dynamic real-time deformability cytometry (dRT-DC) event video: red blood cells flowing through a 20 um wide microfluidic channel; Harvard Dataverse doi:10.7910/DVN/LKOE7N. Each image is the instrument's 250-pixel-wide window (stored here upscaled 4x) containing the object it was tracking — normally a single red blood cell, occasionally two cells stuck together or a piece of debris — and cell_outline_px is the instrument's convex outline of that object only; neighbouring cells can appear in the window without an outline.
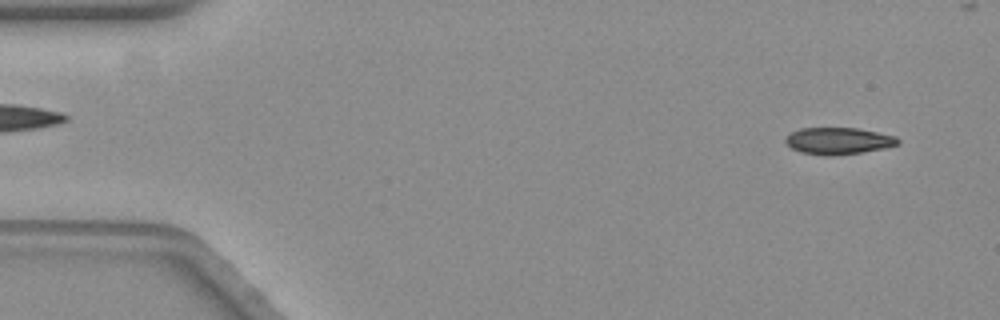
{"species": "common noctule bat (a hibernating species)", "species_latin": "Nyctalus noctula", "temperature_condition": "warm", "stored_images_in_passage": 40, "camera_frame_rate_fps": 3000, "um_per_image_px": 0.085, "animal": {"sex": "female", "body_mass_g": 19.3, "forearm_length_mm": 54.1}, "frame": {"image": 1, "passage_image": 2, "time_ms": 0.333, "image_size_px": [1000, 320], "cell_outline_px": [[900, 144], [884, 148], [864, 152], [832, 156], [824, 156], [800, 152], [792, 148], [784, 140], [792, 132], [800, 128], [856, 128], [896, 136], [900, 140]], "centroid_in_image_um": [71.28, 11.98], "position_along_channel_um": 13.7, "area_um2": 17.57}}
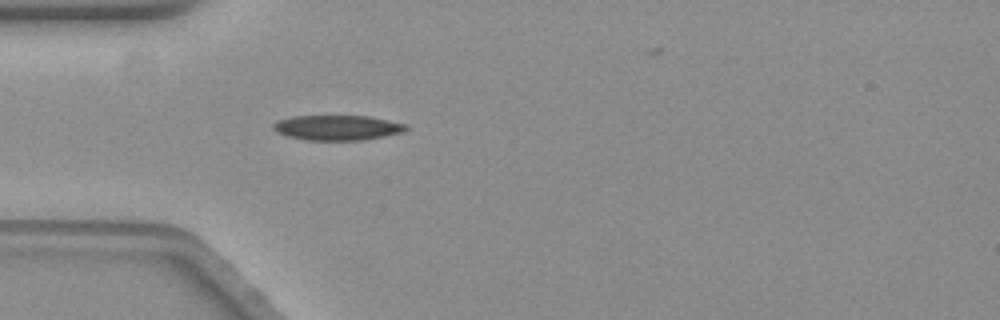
{"frame": {"image": 2, "passage_image": 15, "time_ms": 4.667, "image_size_px": [1000, 320], "cell_outline_px": [[408, 128], [404, 132], [364, 140], [304, 140], [288, 136], [276, 132], [272, 128], [272, 124], [280, 120], [292, 116], [368, 116], [408, 124]], "centroid_in_image_um": [28.69, 10.85], "position_along_channel_um": 56.3, "area_um2": 19.42}}
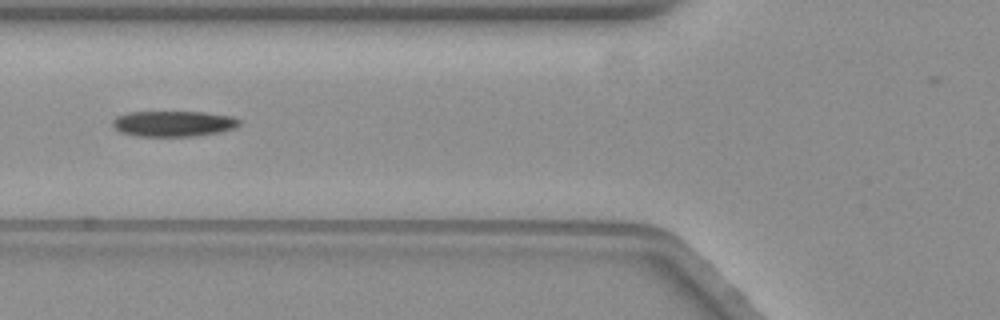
{"frame": {"image": 3, "passage_image": 20, "time_ms": 6.333, "image_size_px": [1000, 320], "cell_outline_px": [[240, 124], [236, 128], [220, 132], [196, 136], [136, 136], [120, 132], [112, 124], [112, 120], [116, 116], [128, 112], [204, 112], [232, 116], [240, 120]], "centroid_in_image_um": [14.75, 10.51], "position_along_channel_um": 111.0, "area_um2": 19.07}}